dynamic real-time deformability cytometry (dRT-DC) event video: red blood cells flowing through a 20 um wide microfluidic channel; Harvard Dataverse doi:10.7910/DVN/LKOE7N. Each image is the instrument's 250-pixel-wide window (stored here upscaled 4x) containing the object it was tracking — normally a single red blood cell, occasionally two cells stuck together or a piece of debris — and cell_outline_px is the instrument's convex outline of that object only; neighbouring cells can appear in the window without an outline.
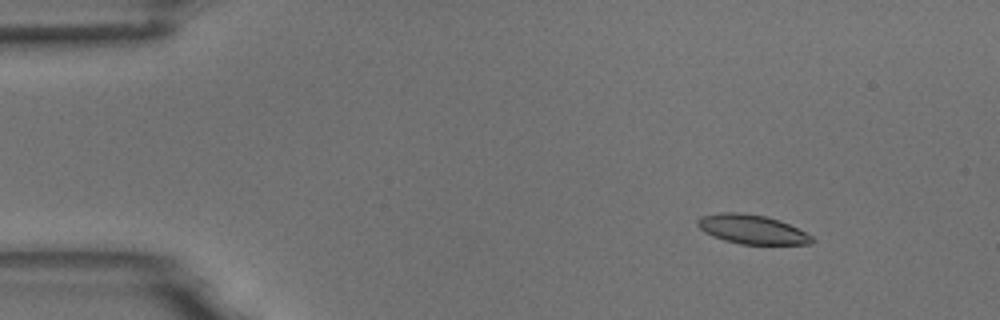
{"species": "common noctule bat (a hibernating species)", "species_latin": "Nyctalus noctula", "temperature_condition": "room temperature", "stored_images_in_passage": 7, "camera_frame_rate_fps": 3000, "um_per_image_px": 0.085, "animal": {"sex": "male", "body_mass_g": 18.8}, "frame": {"image": 1, "passage_image": 1, "time_ms": 0.0, "image_size_px": [1000, 320], "cell_outline_px": [[816, 240], [812, 244], [740, 244], [724, 240], [712, 236], [704, 232], [696, 224], [696, 220], [700, 216], [720, 212], [744, 212], [764, 216], [780, 220], [812, 236]], "centroid_in_image_um": [63.88, 19.49], "position_along_channel_um": 21.1, "area_um2": 19.54}}
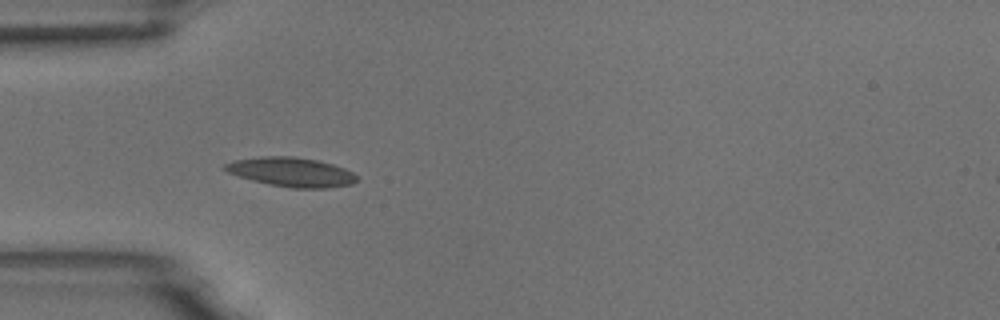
{"frame": {"image": 2, "passage_image": 4, "time_ms": 1.0, "image_size_px": [1000, 320], "cell_outline_px": [[356, 180], [352, 184], [328, 188], [288, 188], [268, 184], [252, 180], [228, 172], [224, 168], [224, 164], [232, 160], [260, 156], [292, 156], [320, 160], [344, 168], [352, 172], [356, 176]], "centroid_in_image_um": [24.75, 14.62], "position_along_channel_um": 60.2, "area_um2": 22.54}}